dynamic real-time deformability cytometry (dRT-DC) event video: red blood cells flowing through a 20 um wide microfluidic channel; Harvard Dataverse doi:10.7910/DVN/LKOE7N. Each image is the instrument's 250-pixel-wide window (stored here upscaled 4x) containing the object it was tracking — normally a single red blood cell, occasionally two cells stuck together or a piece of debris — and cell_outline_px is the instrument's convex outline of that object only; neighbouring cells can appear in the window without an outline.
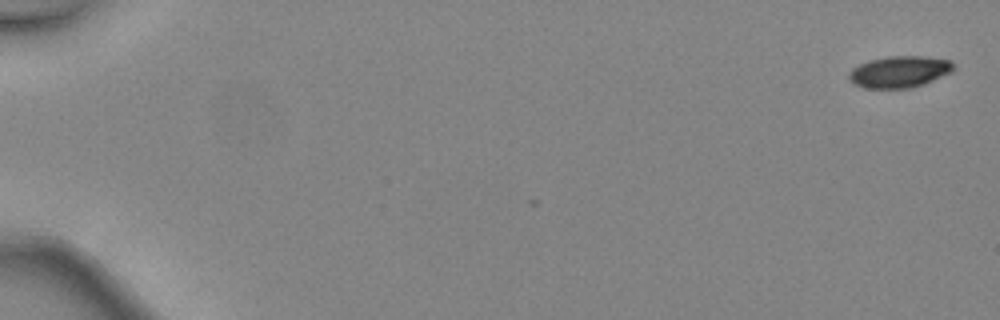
{"species": "common noctule bat (a hibernating species)", "species_latin": "Nyctalus noctula", "temperature_condition": "warm", "stored_images_in_passage": 2, "camera_frame_rate_fps": 3000, "um_per_image_px": 0.085, "animal": {"sex": "female", "body_mass_g": 24.6, "forearm_length_mm": 56.2}, "frame": {"image": 1, "passage_image": 2, "time_ms": 0.333, "image_size_px": [1000, 320], "cell_outline_px": [[952, 72], [924, 84], [908, 88], [868, 88], [856, 84], [848, 76], [852, 68], [868, 60], [888, 56], [924, 56], [948, 60], [952, 64]], "centroid_in_image_um": [76.45, 6.09], "position_along_channel_um": 8.6, "area_um2": 18.96}}